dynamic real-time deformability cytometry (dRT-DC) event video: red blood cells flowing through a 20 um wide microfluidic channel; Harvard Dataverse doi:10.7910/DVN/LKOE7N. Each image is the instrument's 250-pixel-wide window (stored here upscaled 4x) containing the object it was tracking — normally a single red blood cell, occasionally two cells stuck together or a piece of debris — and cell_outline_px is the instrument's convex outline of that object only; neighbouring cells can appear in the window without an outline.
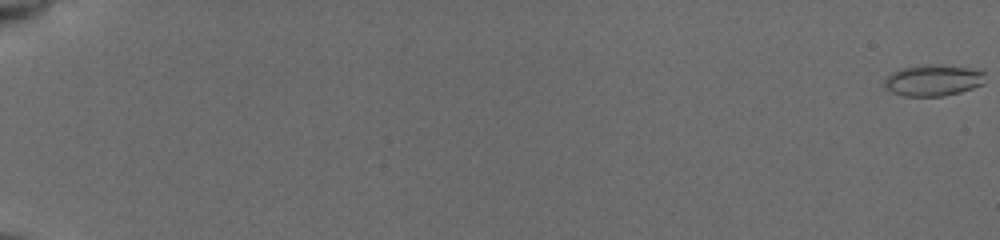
{"species": "common noctule bat (a hibernating species)", "species_latin": "Nyctalus noctula", "temperature_condition": "cold", "stored_images_in_passage": 19, "camera_frame_rate_fps": 3000, "um_per_image_px": 0.085, "animal": {"sex": "female", "body_mass_g": 19.5, "forearm_length_mm": 54.1}, "frame": {"image": 1, "passage_image": 1, "time_ms": 0.0, "image_size_px": [1000, 240], "cell_outline_px": [[984, 84], [960, 92], [944, 96], [904, 96], [892, 92], [884, 84], [884, 80], [892, 72], [900, 68], [964, 68], [984, 72]], "centroid_in_image_um": [79.3, 6.9], "position_along_channel_um": 5.7, "area_um2": 17.11}}
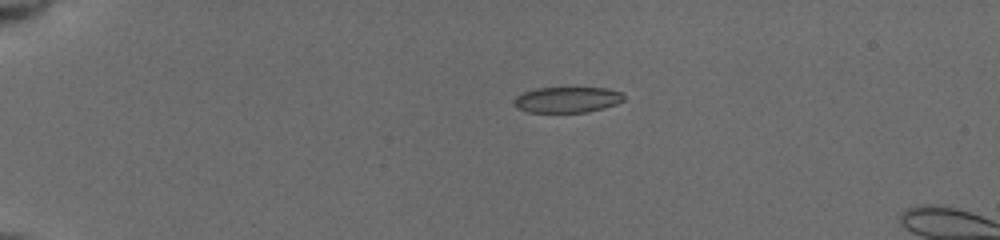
{"frame": {"image": 2, "passage_image": 15, "time_ms": 4.667, "image_size_px": [1000, 240], "cell_outline_px": [[624, 100], [616, 104], [604, 108], [588, 112], [528, 112], [516, 108], [512, 100], [516, 96], [524, 92], [536, 88], [608, 88], [620, 92], [624, 96]], "centroid_in_image_um": [48.19, 8.48], "position_along_channel_um": 36.8, "area_um2": 16.53}}